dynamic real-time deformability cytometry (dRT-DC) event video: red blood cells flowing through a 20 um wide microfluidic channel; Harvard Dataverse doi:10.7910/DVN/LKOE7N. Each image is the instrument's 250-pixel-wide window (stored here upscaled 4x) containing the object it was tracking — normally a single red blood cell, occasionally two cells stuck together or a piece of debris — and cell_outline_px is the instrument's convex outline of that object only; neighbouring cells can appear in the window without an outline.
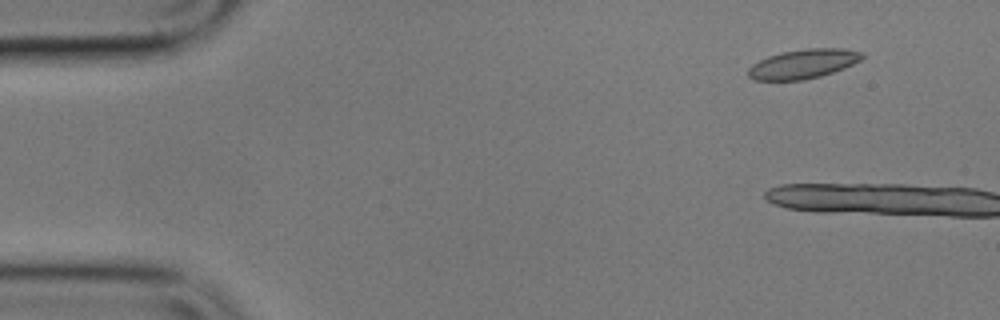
{"species": "common noctule bat (a hibernating species)", "species_latin": "Nyctalus noctula", "temperature_condition": "cold", "stored_images_in_passage": 5, "camera_frame_rate_fps": 3000, "um_per_image_px": 0.085, "animal": {"sex": "male", "body_mass_g": 17.9}, "frame": {"image": 1, "passage_image": 2, "time_ms": 1.0, "image_size_px": [1000, 320], "cell_outline_px": [[864, 56], [860, 60], [844, 68], [820, 76], [804, 80], [756, 80], [748, 76], [748, 68], [752, 64], [768, 56], [784, 52], [808, 48], [840, 48], [864, 52]], "centroid_in_image_um": [68.28, 5.43], "position_along_channel_um": 16.7, "area_um2": 19.31}}